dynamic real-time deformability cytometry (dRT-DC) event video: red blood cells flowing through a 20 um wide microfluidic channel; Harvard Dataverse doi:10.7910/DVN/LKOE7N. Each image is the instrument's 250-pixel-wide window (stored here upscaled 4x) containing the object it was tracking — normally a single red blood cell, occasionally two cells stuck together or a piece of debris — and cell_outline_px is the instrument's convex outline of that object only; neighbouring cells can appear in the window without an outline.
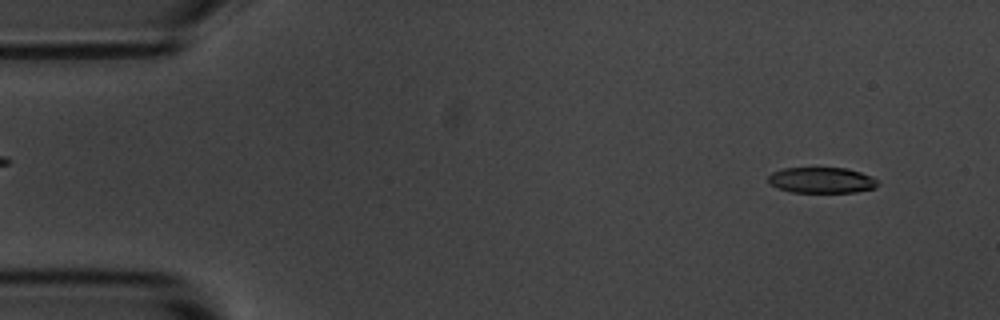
{"species": "common noctule bat (a hibernating species)", "species_latin": "Nyctalus noctula", "temperature_condition": "room temperature", "stored_images_in_passage": 5, "camera_frame_rate_fps": 3000, "um_per_image_px": 0.085, "animal": {"sex": "male", "body_mass_g": 20.1, "forearm_length_mm": 53.5}, "frame": {"image": 1, "passage_image": 1, "time_ms": 0.0, "image_size_px": [1000, 320], "cell_outline_px": [[880, 184], [876, 188], [856, 192], [792, 192], [776, 188], [768, 184], [768, 176], [772, 172], [784, 168], [848, 168], [872, 176], [880, 180]], "centroid_in_image_um": [69.86, 15.32], "position_along_channel_um": 15.1, "area_um2": 16.76}}
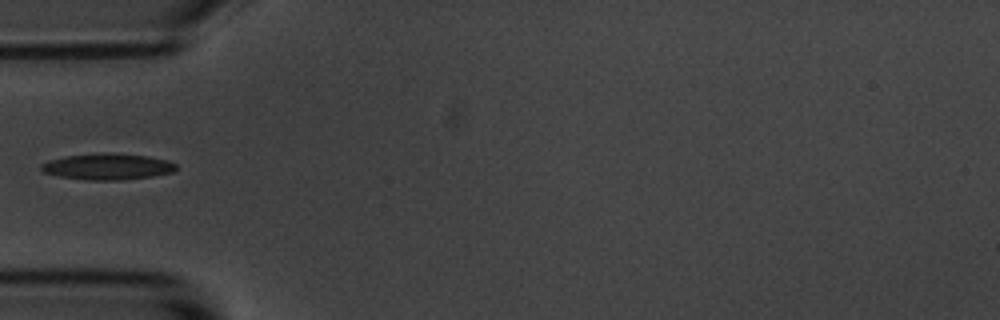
{"frame": {"image": 2, "passage_image": 4, "time_ms": 4.333, "image_size_px": [1000, 320], "cell_outline_px": [[176, 168], [172, 172], [152, 176], [120, 180], [88, 180], [60, 176], [44, 172], [40, 168], [40, 164], [48, 160], [64, 156], [104, 152], [148, 156], [168, 160], [176, 164]], "centroid_in_image_um": [9.12, 14.15], "position_along_channel_um": 75.9, "area_um2": 20.58}}